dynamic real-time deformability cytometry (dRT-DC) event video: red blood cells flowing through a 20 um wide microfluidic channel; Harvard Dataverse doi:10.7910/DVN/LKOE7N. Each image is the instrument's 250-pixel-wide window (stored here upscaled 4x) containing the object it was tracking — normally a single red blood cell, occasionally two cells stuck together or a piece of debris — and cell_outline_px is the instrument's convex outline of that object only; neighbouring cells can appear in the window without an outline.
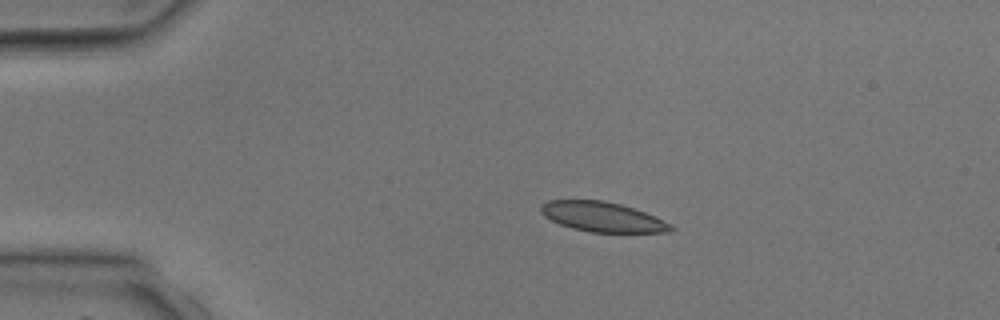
{"species": "common noctule bat (a hibernating species)", "species_latin": "Nyctalus noctula", "temperature_condition": "room temperature", "stored_images_in_passage": 2, "camera_frame_rate_fps": 3000, "um_per_image_px": 0.085, "animal": {"sex": "male", "body_mass_g": 17.9, "forearm_length_mm": 54.2}, "frame": {"image": 1, "passage_image": 1, "time_ms": 0.0, "image_size_px": [1000, 320], "cell_outline_px": [[676, 228], [672, 232], [592, 232], [572, 228], [560, 224], [544, 216], [540, 212], [540, 204], [548, 200], [604, 200], [620, 204], [656, 216], [672, 224]], "centroid_in_image_um": [51.22, 18.43], "position_along_channel_um": 33.8, "area_um2": 22.66}}